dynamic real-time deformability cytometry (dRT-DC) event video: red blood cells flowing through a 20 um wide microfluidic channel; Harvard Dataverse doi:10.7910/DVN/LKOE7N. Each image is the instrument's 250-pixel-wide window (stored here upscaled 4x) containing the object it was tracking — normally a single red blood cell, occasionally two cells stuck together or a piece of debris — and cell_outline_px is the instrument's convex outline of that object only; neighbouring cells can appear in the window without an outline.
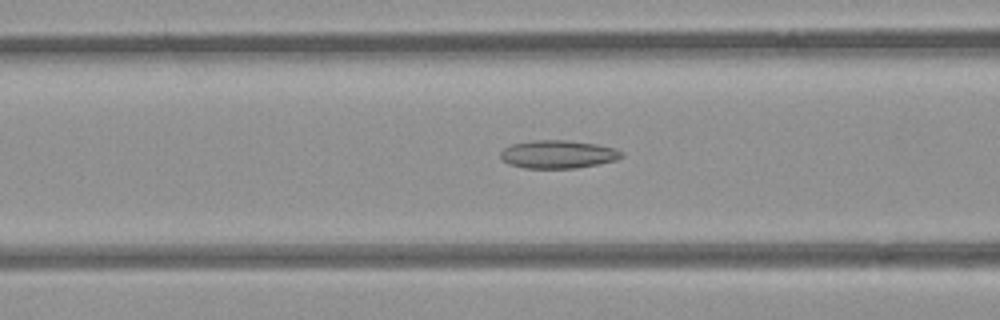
{"species": "common noctule bat (a hibernating species)", "species_latin": "Nyctalus noctula", "temperature_condition": "room temperature", "stored_images_in_passage": 53, "camera_frame_rate_fps": 3000, "um_per_image_px": 0.085, "animal": {"sex": "female", "body_mass_g": 21.9}, "frame": {"image": 1, "passage_image": 21, "time_ms": 6.667, "image_size_px": [1000, 320], "cell_outline_px": [[624, 156], [616, 160], [576, 168], [524, 168], [508, 164], [500, 160], [500, 152], [504, 148], [512, 144], [532, 140], [568, 140], [596, 144], [616, 148], [624, 152]], "centroid_in_image_um": [47.42, 13.11], "position_along_channel_um": 119.2, "area_um2": 20.0}}
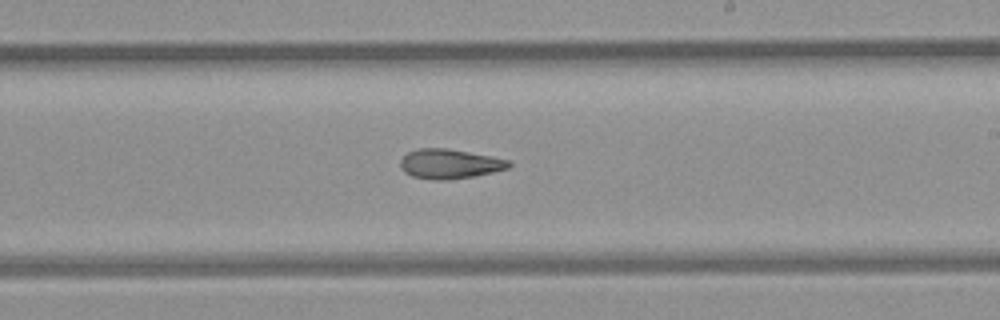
{"frame": {"image": 2, "passage_image": 31, "time_ms": 10.0, "image_size_px": [1000, 320], "cell_outline_px": [[512, 164], [508, 168], [492, 172], [472, 176], [448, 180], [432, 180], [412, 176], [404, 172], [400, 168], [400, 160], [408, 152], [416, 148], [448, 148], [508, 160]], "centroid_in_image_um": [38.16, 13.93], "position_along_channel_um": 250.8, "area_um2": 18.61}}
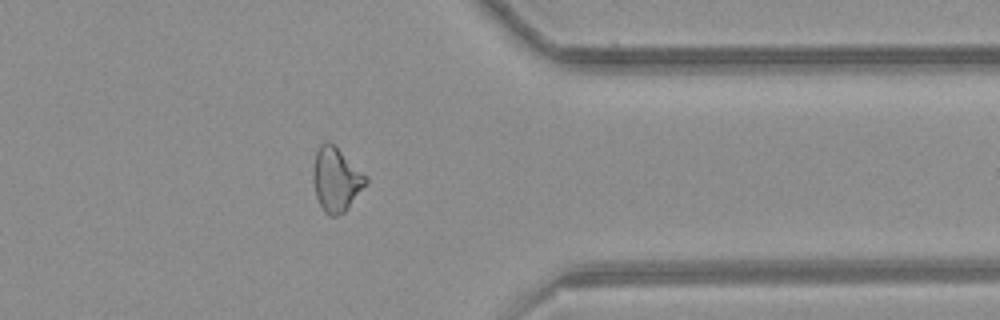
{"frame": {"image": 3, "passage_image": 42, "time_ms": 13.667, "image_size_px": [1000, 320], "cell_outline_px": [[368, 180], [348, 208], [344, 212], [336, 216], [328, 216], [324, 212], [316, 196], [312, 176], [312, 168], [316, 152], [320, 144], [324, 140], [328, 140], [368, 176]], "centroid_in_image_um": [28.54, 15.24], "position_along_channel_um": 382.9, "area_um2": 19.59}, "authors_computed_cell_mechanics": {"area_um2": 20.2878, "velocity_mm_per_s": 3.9477, "shape_relaxation_time_tau1_ms": null, "shape_relaxation_time_tau2_ms": 8.0906, "deformation_change_tau1": null, "deformation_change_tau2": 0.1821}}